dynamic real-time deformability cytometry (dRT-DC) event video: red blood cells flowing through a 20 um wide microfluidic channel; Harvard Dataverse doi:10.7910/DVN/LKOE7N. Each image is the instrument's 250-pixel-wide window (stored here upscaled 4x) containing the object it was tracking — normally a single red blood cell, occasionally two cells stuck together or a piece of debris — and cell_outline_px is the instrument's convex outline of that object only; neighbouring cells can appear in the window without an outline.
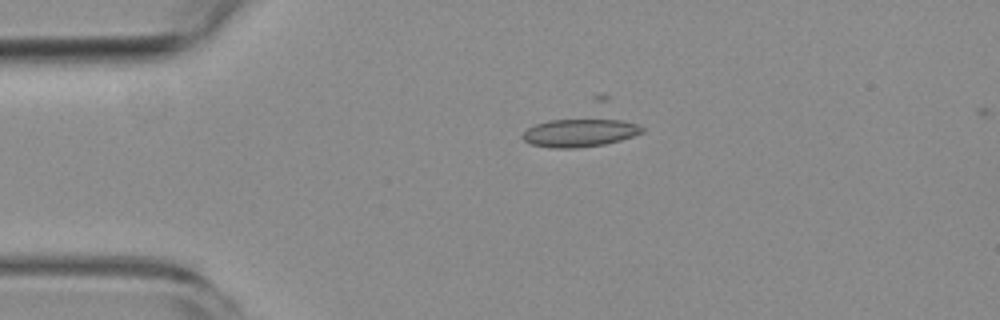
{"species": "common noctule bat (a hibernating species)", "species_latin": "Nyctalus noctula", "temperature_condition": "room temperature", "stored_images_in_passage": 5, "camera_frame_rate_fps": 3000, "um_per_image_px": 0.085, "animal": {"sex": "female", "body_mass_g": 19.3, "forearm_length_mm": 54.1}, "frame": {"image": 1, "passage_image": 4, "time_ms": 3.333, "image_size_px": [1000, 320], "cell_outline_px": [[644, 132], [620, 140], [604, 144], [576, 148], [552, 148], [532, 144], [524, 140], [520, 136], [528, 128], [536, 124], [548, 120], [596, 116], [604, 116], [636, 124], [644, 128]], "centroid_in_image_um": [49.3, 11.23], "position_along_channel_um": 35.7, "area_um2": 20.35}}